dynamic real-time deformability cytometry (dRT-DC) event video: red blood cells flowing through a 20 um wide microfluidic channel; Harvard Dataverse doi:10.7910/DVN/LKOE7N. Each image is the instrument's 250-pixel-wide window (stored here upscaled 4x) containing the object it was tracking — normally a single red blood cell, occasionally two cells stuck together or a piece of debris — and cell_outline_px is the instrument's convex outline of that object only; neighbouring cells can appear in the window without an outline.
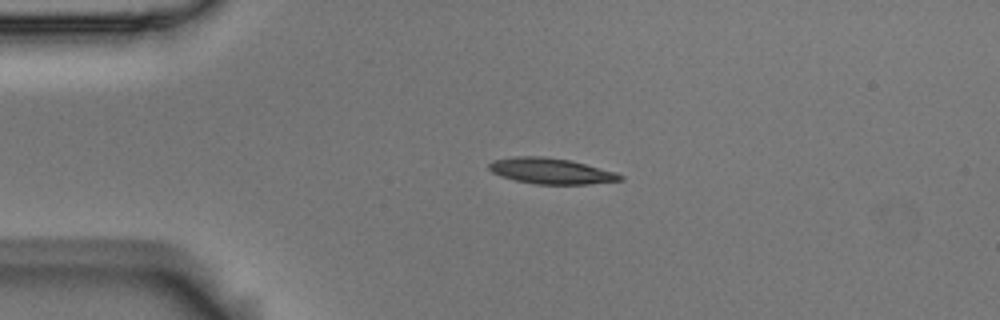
{"species": "Egyptian fruit bat (a non-hibernating species)", "species_latin": "Rousettus aegyptiacus", "temperature_condition": "room temperature", "stored_images_in_passage": 1, "camera_frame_rate_fps": 3000, "um_per_image_px": 0.085, "animal": {"sex": "male"}, "frame": {"image": 1, "passage_image": 1, "time_ms": 0.0, "image_size_px": [1000, 320], "cell_outline_px": [[624, 180], [588, 184], [536, 184], [516, 180], [500, 176], [492, 172], [488, 168], [488, 164], [492, 160], [516, 156], [544, 156], [568, 160], [616, 172], [624, 176]], "centroid_in_image_um": [46.82, 14.53], "position_along_channel_um": 38.2, "area_um2": 19.65}}